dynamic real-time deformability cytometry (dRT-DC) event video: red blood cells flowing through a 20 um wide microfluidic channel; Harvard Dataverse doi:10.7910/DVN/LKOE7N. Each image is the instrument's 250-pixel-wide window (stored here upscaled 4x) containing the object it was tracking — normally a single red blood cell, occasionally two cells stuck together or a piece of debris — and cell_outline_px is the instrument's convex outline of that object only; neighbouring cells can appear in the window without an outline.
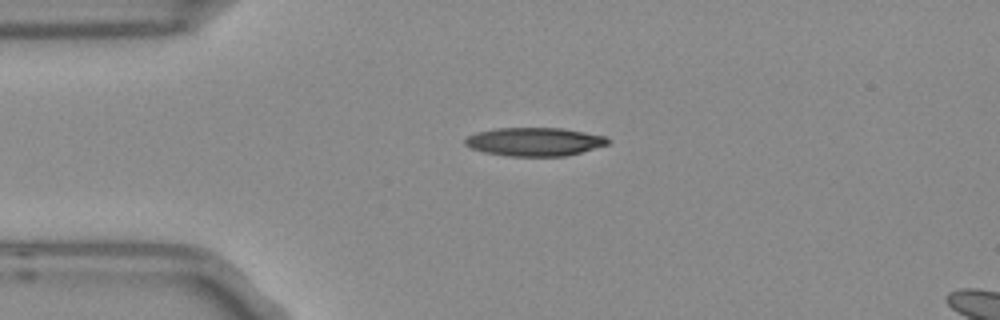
{"species": "Egyptian fruit bat (a non-hibernating species)", "species_latin": "Rousettus aegyptiacus", "temperature_condition": "room temperature", "stored_images_in_passage": 6, "camera_frame_rate_fps": 3000, "um_per_image_px": 0.085, "frame": {"image": 1, "passage_image": 3, "time_ms": 0.667, "image_size_px": [1000, 320], "cell_outline_px": [[612, 140], [608, 144], [580, 152], [564, 156], [508, 156], [484, 152], [472, 148], [464, 144], [464, 140], [468, 136], [476, 132], [496, 128], [560, 128], [584, 132], [604, 136]], "centroid_in_image_um": [45.41, 12.04], "position_along_channel_um": 39.6, "area_um2": 23.52}}
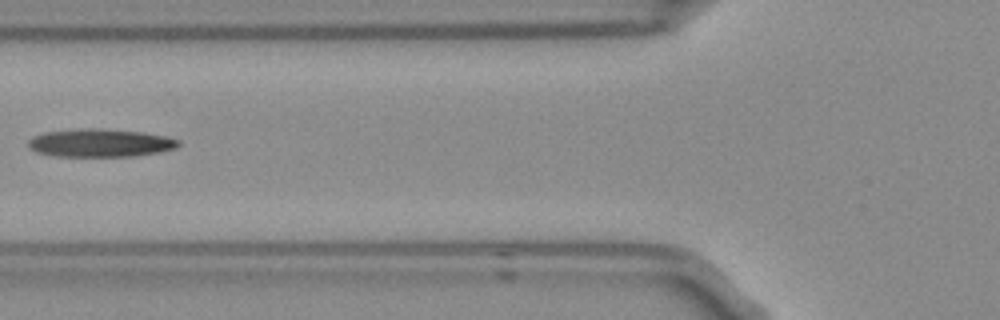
{"frame": {"image": 2, "passage_image": 5, "time_ms": 1.333, "image_size_px": [1000, 320], "cell_outline_px": [[180, 144], [176, 148], [156, 152], [132, 156], [56, 156], [36, 152], [28, 144], [28, 140], [32, 136], [44, 132], [80, 128], [100, 128], [140, 132], [164, 136], [180, 140]], "centroid_in_image_um": [8.48, 12.14], "position_along_channel_um": 117.3, "area_um2": 24.39}}